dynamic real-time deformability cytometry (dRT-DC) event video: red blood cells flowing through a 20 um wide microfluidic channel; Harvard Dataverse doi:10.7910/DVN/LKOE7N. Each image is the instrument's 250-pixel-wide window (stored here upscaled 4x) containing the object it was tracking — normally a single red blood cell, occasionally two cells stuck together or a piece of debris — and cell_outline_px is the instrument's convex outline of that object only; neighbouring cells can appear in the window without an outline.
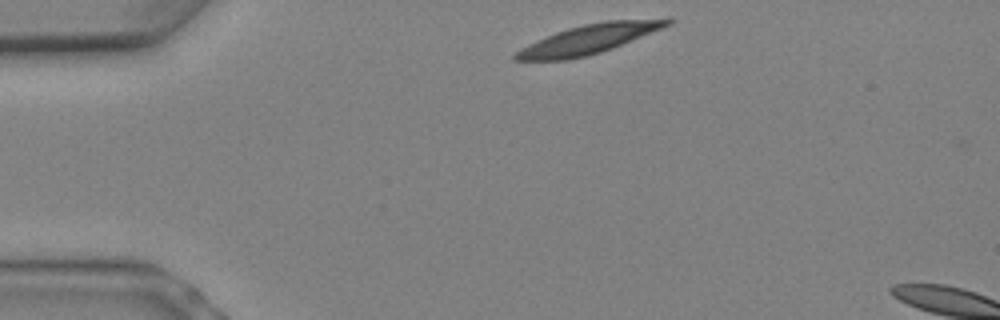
{"species": "Egyptian fruit bat (a non-hibernating species)", "species_latin": "Rousettus aegyptiacus", "temperature_condition": "warm", "stored_images_in_passage": 3, "camera_frame_rate_fps": 3000, "um_per_image_px": 0.085, "animal": {"sex": "female"}, "frame": {"image": 1, "passage_image": 1, "time_ms": 0.0, "image_size_px": [1000, 320], "cell_outline_px": [[676, 20], [672, 24], [612, 48], [588, 56], [568, 60], [512, 60], [512, 56], [516, 52], [528, 44], [556, 32], [568, 28], [584, 24], [608, 20]], "centroid_in_image_um": [49.97, 3.35], "position_along_channel_um": 35.0, "area_um2": 25.26}}